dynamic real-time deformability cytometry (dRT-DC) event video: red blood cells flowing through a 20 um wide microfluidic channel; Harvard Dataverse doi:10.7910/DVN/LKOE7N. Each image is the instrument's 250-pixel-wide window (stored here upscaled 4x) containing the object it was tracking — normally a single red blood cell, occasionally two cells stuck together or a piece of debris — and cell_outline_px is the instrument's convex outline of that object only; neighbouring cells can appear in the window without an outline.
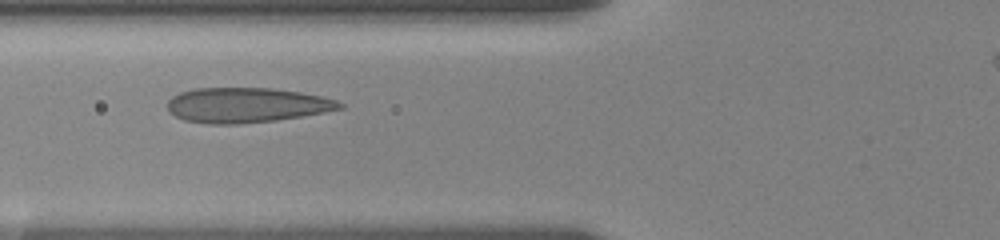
{"species": "human", "species_latin": "Homo sapiens", "temperature_condition": "room temperature", "stored_images_in_passage": 7, "camera_frame_rate_fps": 3000, "um_per_image_px": 0.085, "donor": {"sex": "female"}, "frame": {"image": 1, "passage_image": 6, "time_ms": 4.667, "image_size_px": [1000, 240], "cell_outline_px": [[344, 108], [324, 112], [276, 120], [236, 124], [208, 124], [184, 120], [168, 112], [168, 100], [172, 96], [180, 92], [196, 88], [272, 88], [300, 92], [320, 96], [336, 100], [344, 104]], "centroid_in_image_um": [20.93, 8.93], "position_along_channel_um": 104.9, "area_um2": 35.03}}